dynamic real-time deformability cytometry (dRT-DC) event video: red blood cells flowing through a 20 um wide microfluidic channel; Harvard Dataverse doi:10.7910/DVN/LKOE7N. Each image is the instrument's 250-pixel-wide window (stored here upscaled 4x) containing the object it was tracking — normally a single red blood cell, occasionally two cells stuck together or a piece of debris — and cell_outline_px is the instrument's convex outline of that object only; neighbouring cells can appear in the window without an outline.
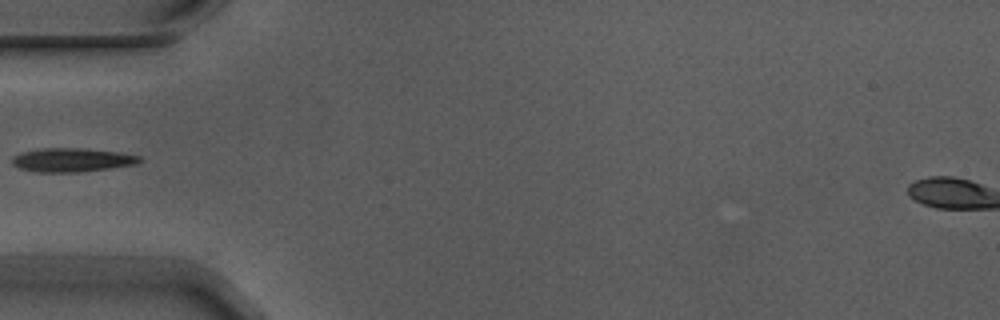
{"species": "Egyptian fruit bat (a non-hibernating species)", "species_latin": "Rousettus aegyptiacus", "temperature_condition": "warm", "stored_images_in_passage": 4, "camera_frame_rate_fps": 3000, "um_per_image_px": 0.085, "animal": {"sex": "male"}, "frame": {"image": 1, "passage_image": 4, "time_ms": 1.0, "image_size_px": [1000, 320], "cell_outline_px": [[144, 160], [136, 164], [108, 168], [76, 172], [36, 172], [20, 168], [12, 164], [12, 156], [24, 152], [44, 148], [80, 148], [116, 152], [140, 156]], "centroid_in_image_um": [6.11, 13.6], "position_along_channel_um": 78.9, "area_um2": 17.4}}